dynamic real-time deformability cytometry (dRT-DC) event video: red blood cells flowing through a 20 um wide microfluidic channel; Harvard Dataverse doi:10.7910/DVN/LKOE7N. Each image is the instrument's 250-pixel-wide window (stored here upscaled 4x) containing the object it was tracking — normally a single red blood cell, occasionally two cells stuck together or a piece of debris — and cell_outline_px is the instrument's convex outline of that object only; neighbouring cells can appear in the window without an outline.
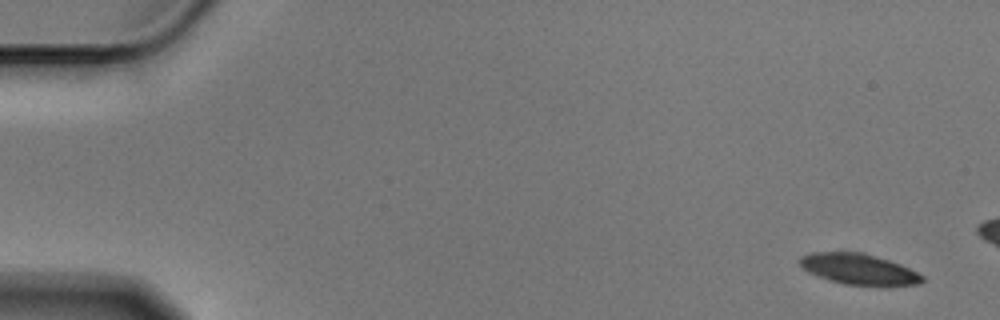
{"species": "Egyptian fruit bat (a non-hibernating species)", "species_latin": "Rousettus aegyptiacus", "temperature_condition": "cold", "stored_images_in_passage": 14, "camera_frame_rate_fps": 3000, "um_per_image_px": 0.085, "animal": {"sex": "male"}, "frame": {"image": 1, "passage_image": 1, "time_ms": 0.0, "image_size_px": [1000, 320], "cell_outline_px": [[924, 280], [920, 284], [844, 284], [828, 280], [808, 272], [800, 264], [800, 256], [812, 252], [860, 252], [888, 260], [900, 264], [924, 276]], "centroid_in_image_um": [72.94, 22.85], "position_along_channel_um": 12.1, "area_um2": 21.33}}